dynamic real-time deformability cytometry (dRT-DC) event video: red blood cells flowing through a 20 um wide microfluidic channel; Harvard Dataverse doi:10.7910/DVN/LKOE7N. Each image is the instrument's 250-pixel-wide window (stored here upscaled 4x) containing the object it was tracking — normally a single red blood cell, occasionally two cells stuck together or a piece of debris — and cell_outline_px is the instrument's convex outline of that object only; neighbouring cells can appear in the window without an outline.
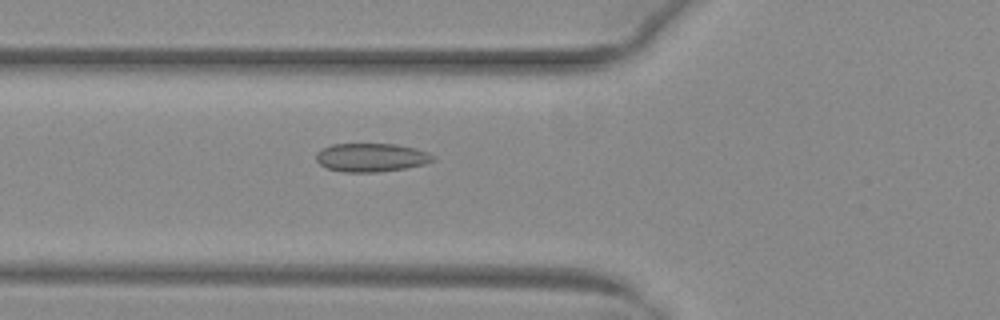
{"species": "common noctule bat (a hibernating species)", "species_latin": "Nyctalus noctula", "temperature_condition": "warm", "stored_images_in_passage": 47, "camera_frame_rate_fps": 3000, "um_per_image_px": 0.085, "animal": {"sex": "female", "body_mass_g": 29.2, "forearm_length_mm": 56.3}, "frame": {"image": 1, "passage_image": 15, "time_ms": 4.667, "image_size_px": [1000, 320], "cell_outline_px": [[436, 160], [424, 164], [404, 168], [376, 172], [344, 172], [328, 168], [320, 164], [316, 160], [316, 152], [332, 144], [396, 144], [416, 148], [428, 152], [436, 156]], "centroid_in_image_um": [31.59, 13.38], "position_along_channel_um": 94.2, "area_um2": 19.42}}
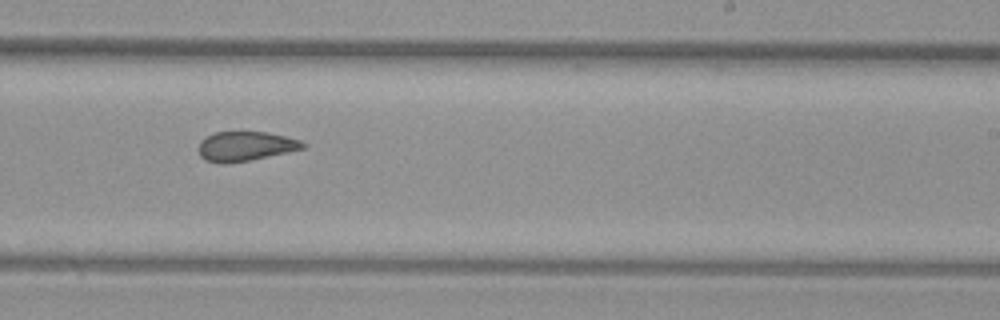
{"frame": {"image": 2, "passage_image": 28, "time_ms": 9.0, "image_size_px": [1000, 320], "cell_outline_px": [[308, 144], [304, 148], [268, 156], [248, 160], [224, 164], [220, 164], [204, 160], [200, 156], [200, 140], [216, 132], [268, 132], [300, 140]], "centroid_in_image_um": [20.86, 12.43], "position_along_channel_um": 268.1, "area_um2": 17.74}}
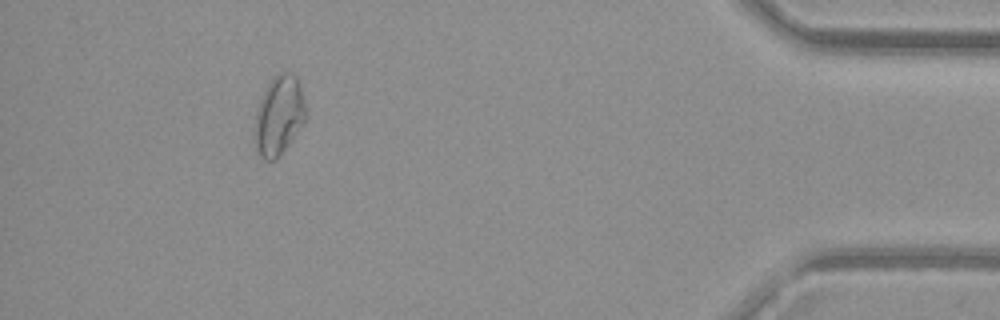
{"frame": {"image": 3, "passage_image": 43, "time_ms": 14.0, "image_size_px": [1000, 320], "cell_outline_px": [[308, 116], [280, 156], [276, 160], [264, 160], [256, 156], [256, 108], [272, 76], [276, 72], [284, 68], [292, 72], [300, 80]], "centroid_in_image_um": [23.74, 9.75], "position_along_channel_um": 411.5, "area_um2": 24.16}, "authors_computed_cell_mechanics": {"area_um2": 20.0566, "velocity_mm_per_s": 4.0129, "shape_relaxation_time_tau1_ms": null, "shape_relaxation_time_tau2_ms": 1.4205, "deformation_change_tau1": null, "deformation_change_tau2": 0.067}}